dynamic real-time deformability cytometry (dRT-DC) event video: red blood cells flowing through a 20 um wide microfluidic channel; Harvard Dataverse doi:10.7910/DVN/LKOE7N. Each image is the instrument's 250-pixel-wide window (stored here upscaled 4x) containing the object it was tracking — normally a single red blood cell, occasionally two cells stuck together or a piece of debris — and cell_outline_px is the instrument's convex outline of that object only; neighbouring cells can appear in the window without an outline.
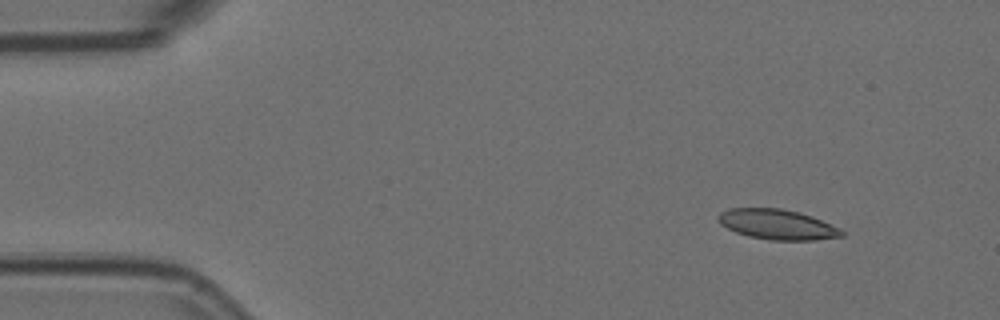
{"species": "Egyptian fruit bat (a non-hibernating species)", "species_latin": "Rousettus aegyptiacus", "temperature_condition": "room temperature", "stored_images_in_passage": 5, "camera_frame_rate_fps": 3000, "um_per_image_px": 0.085, "animal": {"sex": "female"}, "frame": {"image": 1, "passage_image": 2, "time_ms": 0.333, "image_size_px": [1000, 320], "cell_outline_px": [[844, 236], [812, 240], [772, 240], [748, 236], [736, 232], [720, 224], [720, 212], [728, 208], [780, 208], [800, 212], [812, 216], [844, 232]], "centroid_in_image_um": [66.04, 19.07], "position_along_channel_um": 19.0, "area_um2": 21.33}}
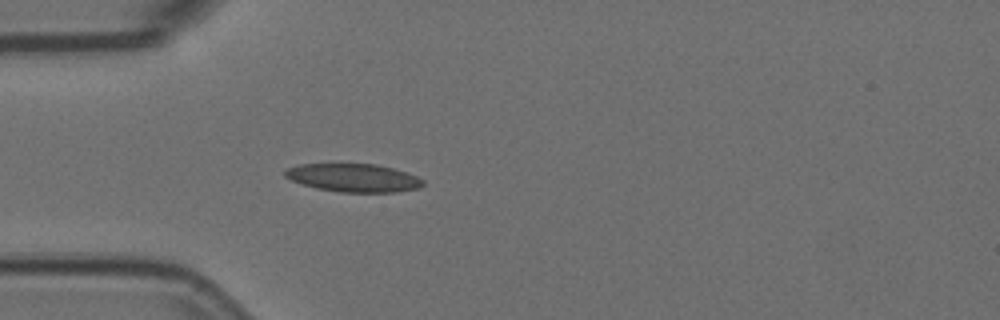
{"frame": {"image": 2, "passage_image": 5, "time_ms": 1.333, "image_size_px": [1000, 320], "cell_outline_px": [[424, 184], [420, 188], [396, 192], [340, 192], [316, 188], [300, 184], [284, 176], [284, 168], [300, 164], [376, 164], [408, 172], [424, 180]], "centroid_in_image_um": [30.04, 15.11], "position_along_channel_um": 55.0, "area_um2": 22.83}}